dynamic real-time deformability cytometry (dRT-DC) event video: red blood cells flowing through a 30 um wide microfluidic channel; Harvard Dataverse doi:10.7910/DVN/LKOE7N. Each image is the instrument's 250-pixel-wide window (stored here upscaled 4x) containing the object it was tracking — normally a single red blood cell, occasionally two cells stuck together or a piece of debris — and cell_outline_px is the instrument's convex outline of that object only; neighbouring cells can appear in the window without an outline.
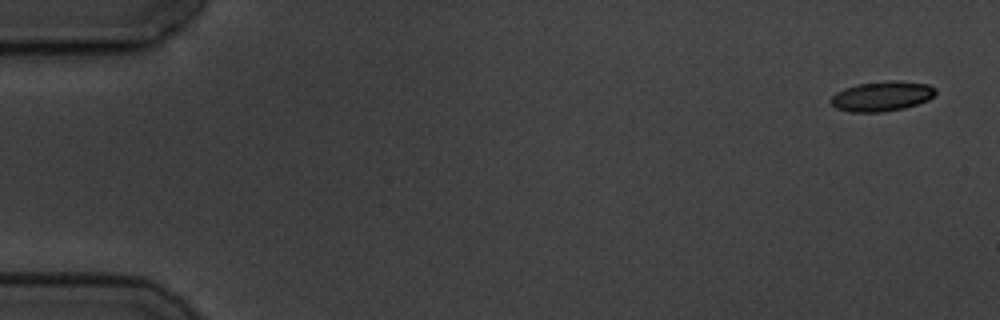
{"species": "common noctule bat (a hibernating species)", "species_latin": "Nyctalus noctula", "temperature_condition": "cold", "stored_images_in_passage": 8, "camera_frame_rate_fps": 3000, "um_per_image_px": 0.085, "animal": {"sex": "male", "body_mass_g": 19.5, "forearm_length_mm": 54.6}, "frame": {"image": 1, "passage_image": 1, "time_ms": 0.0, "image_size_px": [1000, 320], "cell_outline_px": [[936, 92], [928, 100], [904, 108], [884, 112], [848, 112], [836, 108], [828, 100], [836, 92], [844, 88], [856, 84], [888, 80], [896, 80], [928, 84], [936, 88]], "centroid_in_image_um": [74.93, 8.17], "position_along_channel_um": 10.1, "area_um2": 18.44}}
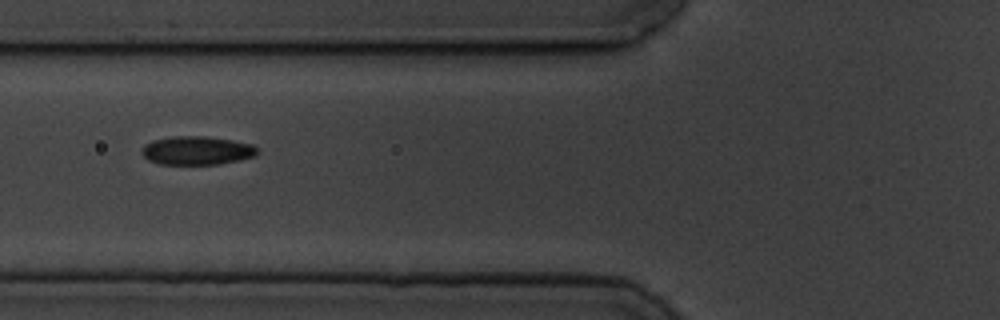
{"frame": {"image": 2, "passage_image": 7, "time_ms": 6.667, "image_size_px": [1000, 320], "cell_outline_px": [[256, 156], [240, 160], [220, 164], [160, 164], [148, 160], [140, 152], [144, 144], [152, 140], [176, 136], [204, 136], [232, 140], [252, 144], [256, 148]], "centroid_in_image_um": [16.71, 12.79], "position_along_channel_um": 109.1, "area_um2": 19.25}}
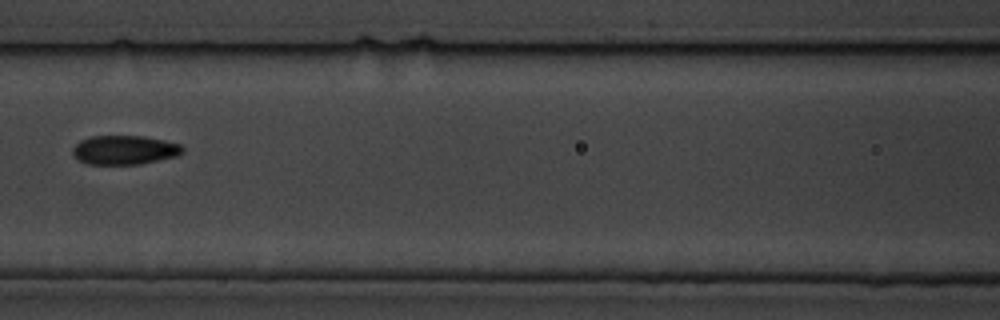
{"frame": {"image": 3, "passage_image": 8, "time_ms": 8.0, "image_size_px": [1000, 320], "cell_outline_px": [[184, 152], [176, 156], [140, 164], [88, 164], [76, 160], [72, 156], [72, 148], [80, 140], [92, 136], [144, 136], [164, 140], [180, 144], [184, 148]], "centroid_in_image_um": [10.55, 12.75], "position_along_channel_um": 156.1, "area_um2": 18.79}}